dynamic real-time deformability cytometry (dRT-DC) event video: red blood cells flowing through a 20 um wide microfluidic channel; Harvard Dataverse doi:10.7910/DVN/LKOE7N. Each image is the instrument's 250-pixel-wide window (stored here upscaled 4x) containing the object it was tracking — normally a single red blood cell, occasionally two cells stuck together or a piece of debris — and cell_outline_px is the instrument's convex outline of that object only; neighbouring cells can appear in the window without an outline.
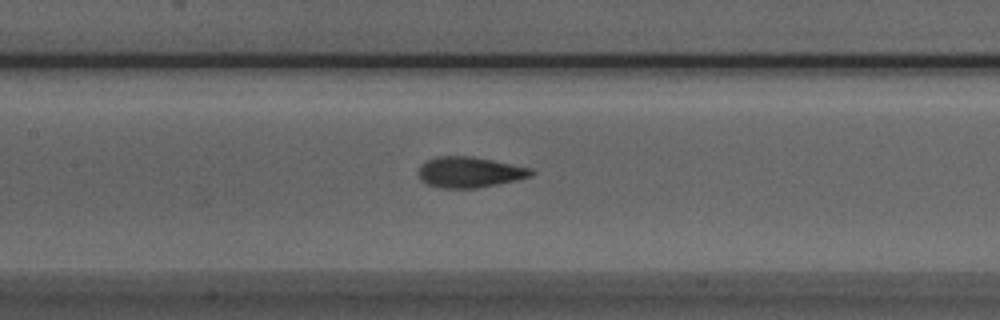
{"species": "Egyptian fruit bat (a non-hibernating species)", "species_latin": "Rousettus aegyptiacus", "temperature_condition": "room temperature", "stored_images_in_passage": 23, "camera_frame_rate_fps": 3000, "um_per_image_px": 0.085, "animal": {"sex": "male"}, "frame": {"image": 1, "passage_image": 13, "time_ms": 4.0, "image_size_px": [1000, 320], "cell_outline_px": [[536, 172], [532, 176], [516, 180], [476, 188], [440, 188], [424, 184], [420, 180], [416, 172], [420, 164], [424, 160], [436, 156], [472, 156], [532, 168]], "centroid_in_image_um": [39.84, 14.63], "position_along_channel_um": 167.6, "area_um2": 20.58}}
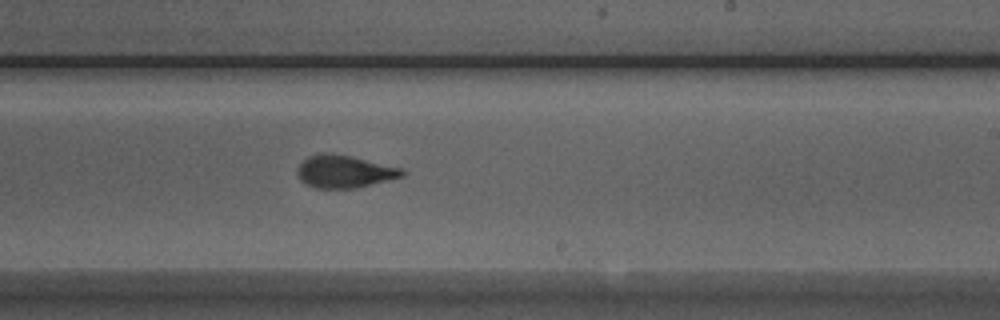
{"frame": {"image": 2, "passage_image": 20, "time_ms": 6.333, "image_size_px": [1000, 320], "cell_outline_px": [[408, 172], [404, 176], [356, 188], [316, 188], [300, 180], [296, 172], [296, 168], [308, 156], [324, 152], [332, 152], [352, 156], [404, 168]], "centroid_in_image_um": [29.3, 14.56], "position_along_channel_um": 259.7, "area_um2": 20.17}}
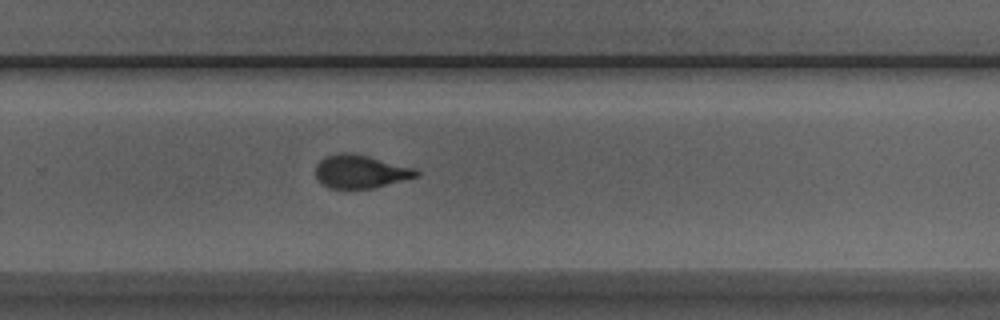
{"frame": {"image": 3, "passage_image": 23, "time_ms": 7.333, "image_size_px": [1000, 320], "cell_outline_px": [[420, 176], [372, 188], [328, 188], [316, 176], [316, 164], [324, 156], [340, 152], [352, 152], [416, 168], [420, 172]], "centroid_in_image_um": [30.66, 14.56], "position_along_channel_um": 299.1, "area_um2": 19.54}}